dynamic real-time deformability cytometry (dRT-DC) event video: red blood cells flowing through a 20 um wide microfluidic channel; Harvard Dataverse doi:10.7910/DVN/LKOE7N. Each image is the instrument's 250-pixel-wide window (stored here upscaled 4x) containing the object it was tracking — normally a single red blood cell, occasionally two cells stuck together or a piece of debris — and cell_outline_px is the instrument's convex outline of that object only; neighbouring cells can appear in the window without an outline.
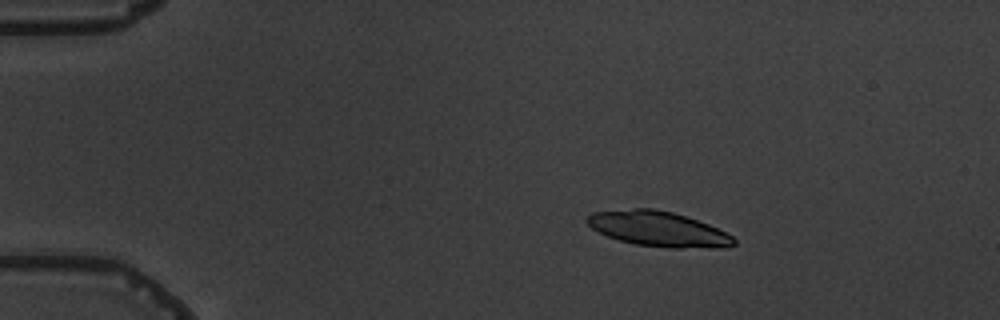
{"species": "common noctule bat (a hibernating species)", "species_latin": "Nyctalus noctula", "temperature_condition": "warm", "stored_images_in_passage": 4, "camera_frame_rate_fps": 3000, "um_per_image_px": 0.085, "animal": {"sex": "male", "body_mass_g": 19.5, "forearm_length_mm": 54.6}, "frame": {"image": 1, "passage_image": 2, "time_ms": 1.333, "image_size_px": [1000, 320], "cell_outline_px": [[736, 244], [724, 248], [668, 248], [636, 244], [620, 240], [608, 236], [592, 228], [584, 220], [592, 212], [632, 208], [652, 208], [672, 212], [708, 224], [732, 236], [736, 240]], "centroid_in_image_um": [55.95, 19.46], "position_along_channel_um": 29.0, "area_um2": 29.88}}